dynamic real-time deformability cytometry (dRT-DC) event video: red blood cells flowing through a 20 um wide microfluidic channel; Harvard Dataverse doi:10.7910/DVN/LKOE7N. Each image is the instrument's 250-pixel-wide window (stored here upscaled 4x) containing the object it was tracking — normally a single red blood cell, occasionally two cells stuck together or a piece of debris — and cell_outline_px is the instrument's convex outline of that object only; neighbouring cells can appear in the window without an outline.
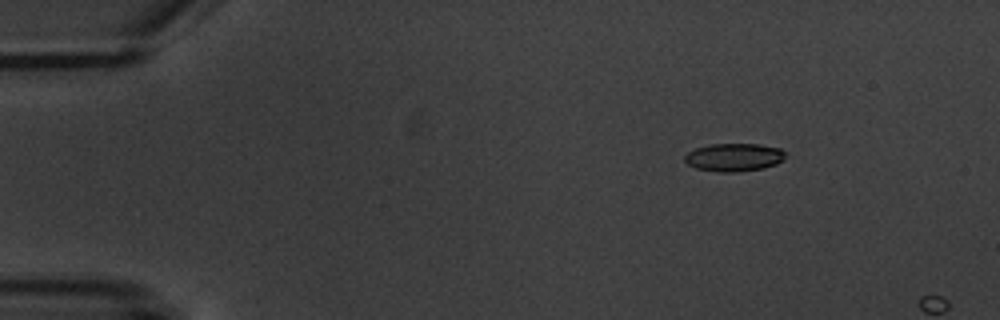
{"species": "common noctule bat (a hibernating species)", "species_latin": "Nyctalus noctula", "temperature_condition": "warm", "stored_images_in_passage": 3, "camera_frame_rate_fps": 3000, "um_per_image_px": 0.085, "animal": {"sex": "male", "body_mass_g": 20.1, "forearm_length_mm": 53.5}, "frame": {"image": 1, "passage_image": 2, "time_ms": 1.333, "image_size_px": [1000, 320], "cell_outline_px": [[784, 160], [776, 164], [764, 168], [740, 172], [720, 172], [696, 168], [688, 164], [684, 160], [684, 156], [688, 152], [696, 148], [708, 144], [760, 144], [780, 148], [784, 152]], "centroid_in_image_um": [62.39, 13.37], "position_along_channel_um": 22.6, "area_um2": 16.53}}